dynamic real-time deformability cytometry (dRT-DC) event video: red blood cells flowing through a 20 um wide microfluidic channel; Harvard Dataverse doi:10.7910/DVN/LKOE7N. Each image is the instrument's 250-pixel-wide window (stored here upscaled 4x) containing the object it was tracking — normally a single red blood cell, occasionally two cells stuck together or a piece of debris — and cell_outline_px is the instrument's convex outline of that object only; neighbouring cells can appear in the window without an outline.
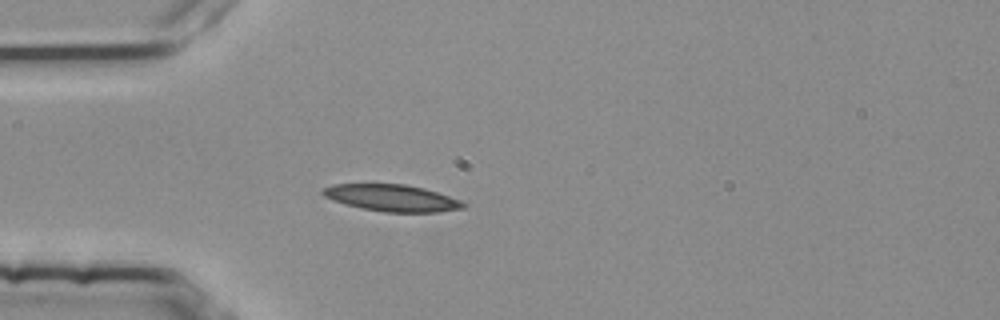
{"species": "common noctule bat (a hibernating species)", "species_latin": "Nyctalus noctula", "temperature_condition": "room temperature", "stored_images_in_passage": 1, "camera_frame_rate_fps": 3000, "um_per_image_px": 0.085, "animal": {"sex": "female", "body_mass_g": 25.1}, "frame": {"image": 1, "passage_image": 1, "time_ms": 0.0, "image_size_px": [1000, 320], "cell_outline_px": [[468, 204], [464, 208], [436, 212], [384, 212], [360, 208], [324, 196], [320, 192], [320, 188], [332, 184], [404, 184], [424, 188], [460, 200]], "centroid_in_image_um": [33.3, 16.82], "position_along_channel_um": 51.7, "area_um2": 21.79}}